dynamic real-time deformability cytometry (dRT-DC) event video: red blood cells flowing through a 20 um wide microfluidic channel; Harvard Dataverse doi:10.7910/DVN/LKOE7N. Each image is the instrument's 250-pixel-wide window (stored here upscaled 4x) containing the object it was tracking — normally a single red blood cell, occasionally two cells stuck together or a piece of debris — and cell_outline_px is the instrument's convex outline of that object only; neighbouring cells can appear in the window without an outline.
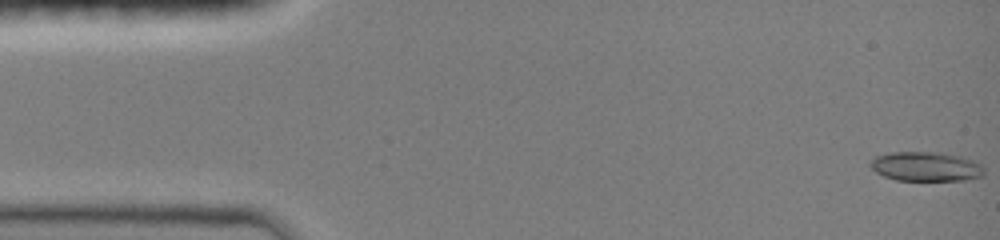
{"species": "common noctule bat (a hibernating species)", "species_latin": "Nyctalus noctula", "temperature_condition": "room temperature", "stored_images_in_passage": 18, "camera_frame_rate_fps": 3000, "um_per_image_px": 0.085, "animal": {"sex": "female", "body_mass_g": 19.0, "forearm_length_mm": 51.5}, "frame": {"image": 1, "passage_image": 1, "time_ms": 0.0, "image_size_px": [1000, 240], "cell_outline_px": [[984, 176], [964, 180], [896, 180], [884, 176], [876, 172], [868, 164], [876, 156], [888, 152], [936, 152], [960, 156], [972, 160], [980, 164], [984, 168]], "centroid_in_image_um": [78.7, 14.15], "position_along_channel_um": 6.3, "area_um2": 19.48}}
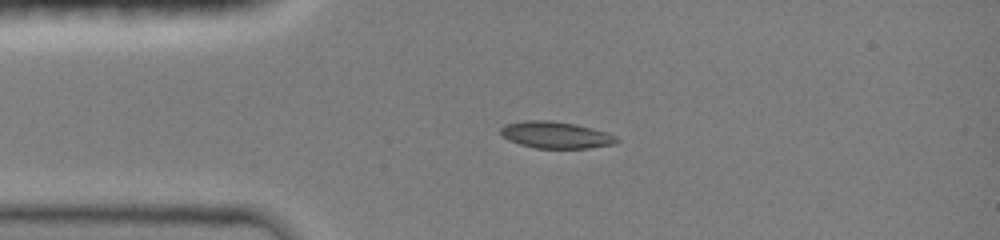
{"frame": {"image": 2, "passage_image": 16, "time_ms": 3.333, "image_size_px": [1000, 240], "cell_outline_px": [[620, 140], [616, 144], [588, 148], [536, 148], [520, 144], [508, 140], [500, 136], [500, 128], [504, 124], [524, 120], [552, 120], [576, 124], [608, 132], [616, 136]], "centroid_in_image_um": [47.23, 11.46], "position_along_channel_um": 37.8, "area_um2": 18.38}}